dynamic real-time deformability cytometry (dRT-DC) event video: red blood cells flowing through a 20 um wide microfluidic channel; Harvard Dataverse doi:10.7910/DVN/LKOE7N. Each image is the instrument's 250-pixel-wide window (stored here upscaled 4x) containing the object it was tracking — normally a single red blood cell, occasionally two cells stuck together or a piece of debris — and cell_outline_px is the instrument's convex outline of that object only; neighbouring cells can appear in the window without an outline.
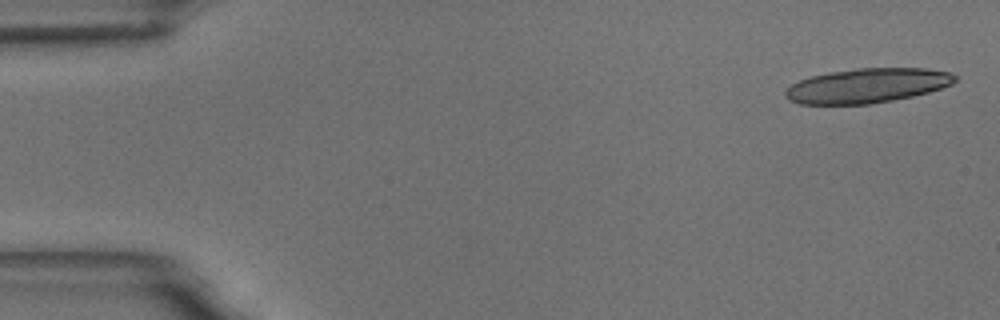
{"species": "common noctule bat (a hibernating species)", "species_latin": "Nyctalus noctula", "temperature_condition": "room temperature", "stored_images_in_passage": 15, "camera_frame_rate_fps": 3000, "um_per_image_px": 0.085, "animal": {"sex": "male", "body_mass_g": 18.8}, "frame": {"image": 1, "passage_image": 1, "time_ms": 0.0, "image_size_px": [1000, 320], "cell_outline_px": [[956, 80], [952, 84], [928, 92], [912, 96], [872, 104], [800, 104], [788, 100], [784, 92], [792, 84], [800, 80], [812, 76], [832, 72], [856, 68], [928, 68], [948, 72], [956, 76]], "centroid_in_image_um": [73.71, 7.28], "position_along_channel_um": 11.3, "area_um2": 33.93}}
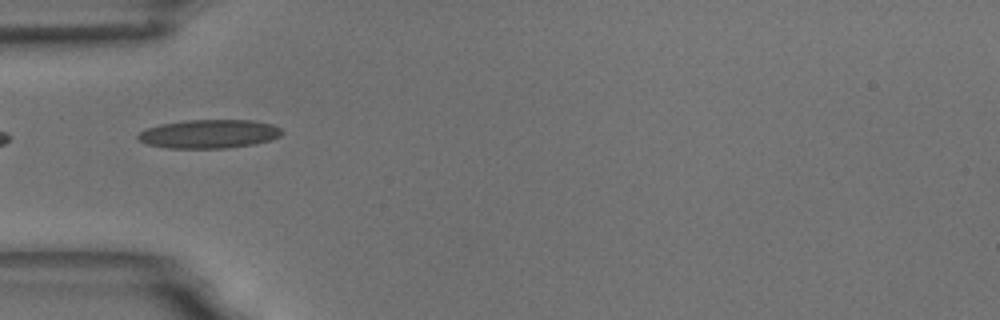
{"frame": {"image": 2, "passage_image": 5, "time_ms": 5.333, "image_size_px": [1000, 320], "cell_outline_px": [[284, 132], [280, 136], [272, 140], [256, 144], [224, 148], [168, 148], [148, 144], [140, 140], [136, 136], [140, 132], [148, 128], [160, 124], [188, 120], [252, 120], [272, 124], [280, 128]], "centroid_in_image_um": [17.82, 11.38], "position_along_channel_um": 67.2, "area_um2": 24.04}, "authors_computed_cell_mechanics": {"area_um2": 22.3686, "velocity_mm_per_s": 3.5651, "shape_relaxation_time_tau1_ms": 6.8221, "shape_relaxation_time_tau2_ms": null, "deformation_change_tau1": 0.1632, "deformation_change_tau2": null}}